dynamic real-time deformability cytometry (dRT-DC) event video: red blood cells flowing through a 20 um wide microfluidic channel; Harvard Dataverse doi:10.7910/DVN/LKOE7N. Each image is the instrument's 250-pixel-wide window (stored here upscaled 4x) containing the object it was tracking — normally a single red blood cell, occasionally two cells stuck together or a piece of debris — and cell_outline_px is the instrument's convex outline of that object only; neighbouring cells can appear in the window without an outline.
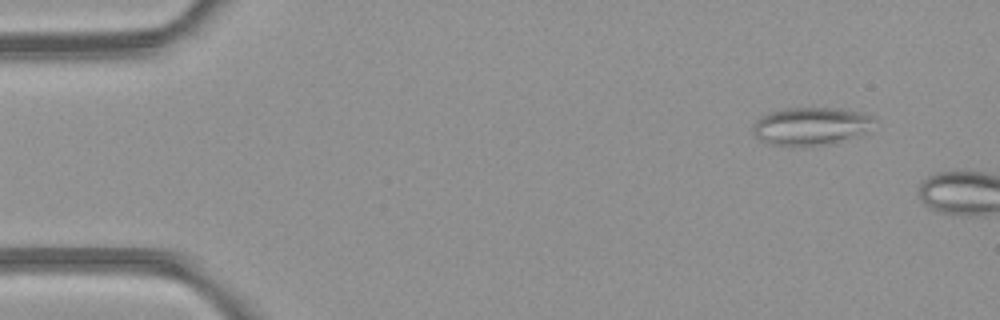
{"species": "common noctule bat (a hibernating species)", "species_latin": "Nyctalus noctula", "temperature_condition": "room temperature", "stored_images_in_passage": 3, "camera_frame_rate_fps": 3000, "um_per_image_px": 0.085, "animal": {"sex": "female", "body_mass_g": 21.9}, "frame": {"image": 1, "passage_image": 2, "time_ms": 1.333, "image_size_px": [1000, 320], "cell_outline_px": [[872, 116], [864, 132], [836, 144], [800, 148], [768, 144], [756, 136], [752, 128], [752, 124], [760, 116], [768, 112], [784, 108], [848, 108]], "centroid_in_image_um": [68.83, 10.75], "position_along_channel_um": 16.2, "area_um2": 27.17}}